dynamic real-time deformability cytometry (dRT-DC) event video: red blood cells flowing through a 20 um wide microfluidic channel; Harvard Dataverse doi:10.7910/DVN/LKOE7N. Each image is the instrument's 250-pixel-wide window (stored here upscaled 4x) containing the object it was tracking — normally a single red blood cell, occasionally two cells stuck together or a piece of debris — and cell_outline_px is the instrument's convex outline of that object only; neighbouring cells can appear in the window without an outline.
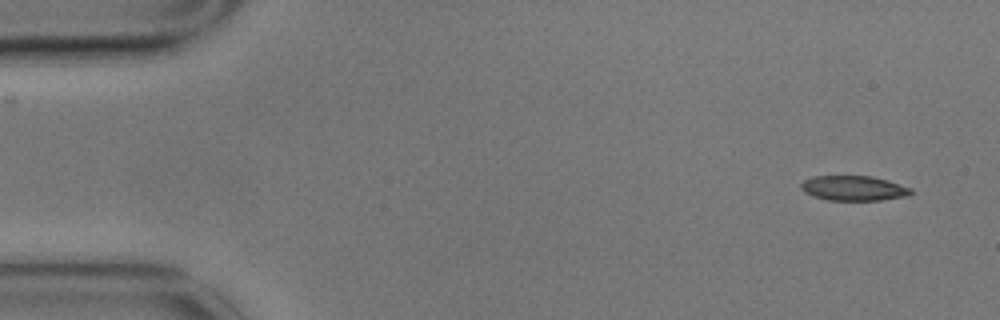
{"species": "common noctule bat (a hibernating species)", "species_latin": "Nyctalus noctula", "temperature_condition": "cold", "stored_images_in_passage": 8, "camera_frame_rate_fps": 3000, "um_per_image_px": 0.085, "animal": {"sex": "male", "body_mass_g": 17.9}, "frame": {"image": 1, "passage_image": 2, "time_ms": 0.333, "image_size_px": [1000, 320], "cell_outline_px": [[912, 192], [908, 196], [880, 200], [828, 200], [812, 196], [804, 192], [800, 188], [800, 184], [804, 180], [816, 176], [872, 176], [888, 180], [912, 188]], "centroid_in_image_um": [72.56, 16.0], "position_along_channel_um": 12.4, "area_um2": 16.01}}
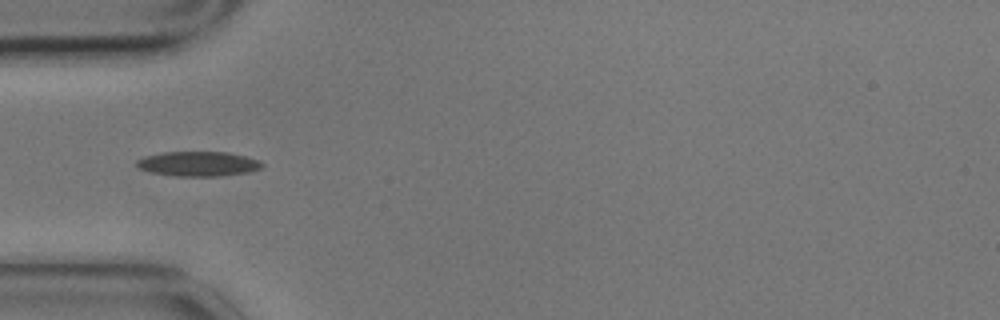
{"frame": {"image": 2, "passage_image": 6, "time_ms": 1.667, "image_size_px": [1000, 320], "cell_outline_px": [[264, 164], [260, 168], [248, 172], [216, 176], [176, 176], [152, 172], [140, 168], [136, 164], [136, 160], [144, 156], [164, 152], [228, 152], [260, 160]], "centroid_in_image_um": [16.85, 13.92], "position_along_channel_um": 68.2, "area_um2": 17.92}}